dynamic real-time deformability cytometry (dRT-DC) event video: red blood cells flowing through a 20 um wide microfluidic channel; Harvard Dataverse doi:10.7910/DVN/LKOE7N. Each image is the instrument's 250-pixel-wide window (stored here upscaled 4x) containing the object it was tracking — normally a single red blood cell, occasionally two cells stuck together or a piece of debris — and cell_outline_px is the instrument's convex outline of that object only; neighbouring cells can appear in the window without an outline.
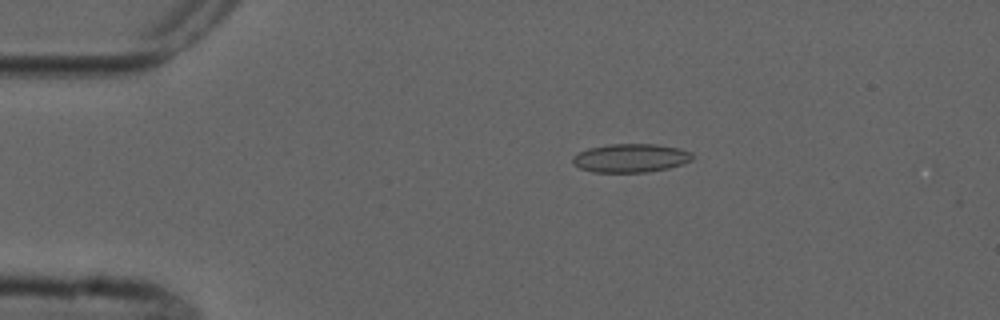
{"species": "common noctule bat (a hibernating species)", "species_latin": "Nyctalus noctula", "temperature_condition": "cold", "stored_images_in_passage": 14, "camera_frame_rate_fps": 3000, "um_per_image_px": 0.085, "animal": {"sex": "male", "forearm_length_mm": 52.5}, "frame": {"image": 1, "passage_image": 2, "time_ms": 2.333, "image_size_px": [1000, 320], "cell_outline_px": [[692, 160], [668, 168], [648, 172], [592, 172], [580, 168], [572, 164], [572, 156], [588, 148], [608, 144], [656, 144], [680, 148], [692, 152]], "centroid_in_image_um": [53.58, 13.43], "position_along_channel_um": 31.4, "area_um2": 20.0}}
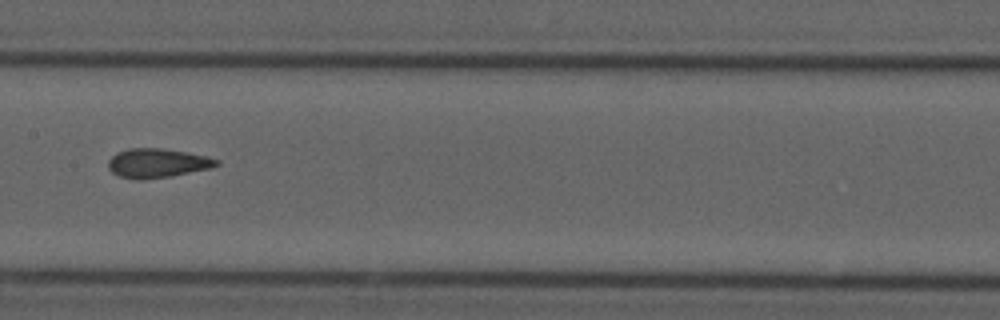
{"frame": {"image": 2, "passage_image": 7, "time_ms": 8.0, "image_size_px": [1000, 320], "cell_outline_px": [[220, 164], [212, 168], [172, 176], [140, 180], [120, 176], [112, 172], [108, 168], [108, 160], [116, 152], [128, 148], [164, 148], [188, 152], [208, 156], [220, 160]], "centroid_in_image_um": [13.4, 13.85], "position_along_channel_um": 194.0, "area_um2": 18.67}}
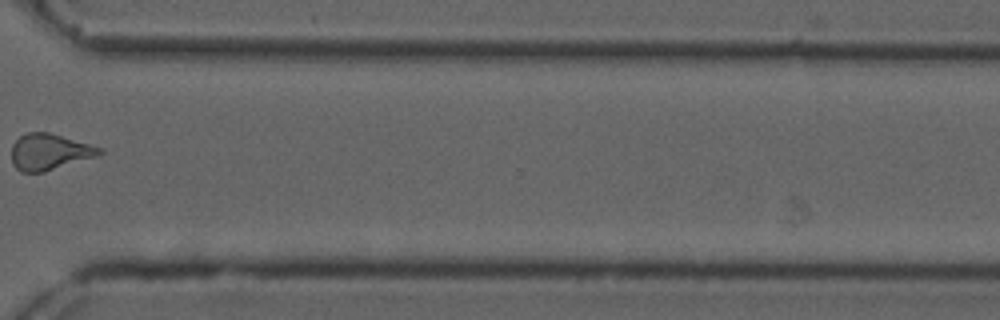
{"frame": {"image": 3, "passage_image": 11, "time_ms": 12.667, "image_size_px": [1000, 320], "cell_outline_px": [[104, 152], [96, 156], [44, 172], [20, 172], [12, 164], [12, 144], [20, 136], [28, 132], [48, 132], [88, 144], [100, 148]], "centroid_in_image_um": [4.15, 12.92], "position_along_channel_um": 366.5, "area_um2": 18.26}, "authors_computed_cell_mechanics": {"area_um2": 18.4671, "velocity_mm_per_s": 3.6986, "shape_relaxation_time_tau1_ms": 2.8089, "shape_relaxation_time_tau2_ms": null, "deformation_change_tau1": 0.1088, "deformation_change_tau2": null}}